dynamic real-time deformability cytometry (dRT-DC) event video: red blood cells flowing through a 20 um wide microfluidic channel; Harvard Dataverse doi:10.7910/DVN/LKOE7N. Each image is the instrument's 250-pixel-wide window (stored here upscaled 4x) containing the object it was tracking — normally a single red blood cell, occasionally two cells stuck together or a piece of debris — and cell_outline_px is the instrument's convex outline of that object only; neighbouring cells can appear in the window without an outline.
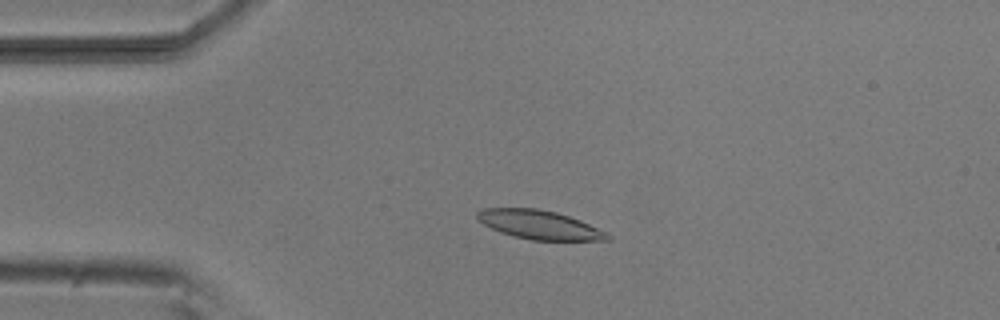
{"species": "common noctule bat (a hibernating species)", "species_latin": "Nyctalus noctula", "temperature_condition": "room temperature", "stored_images_in_passage": 52, "camera_frame_rate_fps": 3000, "um_per_image_px": 0.085, "animal": {"sex": "male", "body_mass_g": 20.5, "forearm_length_mm": 52.5}, "frame": {"image": 1, "passage_image": 11, "time_ms": 3.333, "image_size_px": [1000, 320], "cell_outline_px": [[612, 240], [532, 240], [500, 232], [476, 220], [476, 212], [484, 208], [536, 208], [556, 212], [580, 220], [608, 232], [612, 236]], "centroid_in_image_um": [45.87, 19.1], "position_along_channel_um": 39.1, "area_um2": 21.91}}
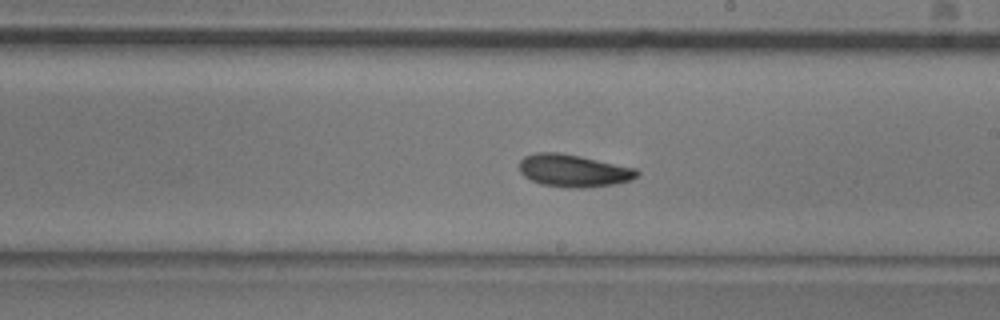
{"frame": {"image": 2, "passage_image": 29, "time_ms": 9.333, "image_size_px": [1000, 320], "cell_outline_px": [[640, 172], [632, 180], [616, 184], [588, 188], [564, 188], [540, 184], [524, 176], [520, 172], [520, 160], [524, 156], [536, 152], [560, 152], [580, 156], [636, 168]], "centroid_in_image_um": [48.75, 14.51], "position_along_channel_um": 240.3, "area_um2": 22.54}}
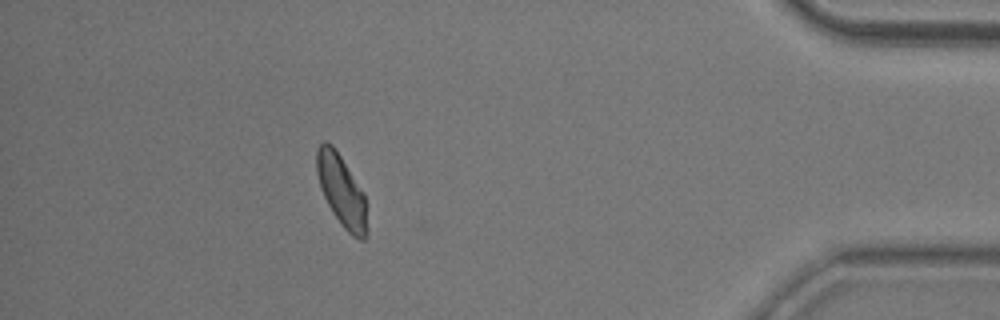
{"frame": {"image": 3, "passage_image": 46, "time_ms": 15.0, "image_size_px": [1000, 320], "cell_outline_px": [[368, 236], [364, 240], [360, 240], [352, 236], [344, 228], [332, 212], [324, 196], [316, 172], [316, 148], [324, 140], [332, 144], [364, 192], [368, 232]], "centroid_in_image_um": [29.04, 16.23], "position_along_channel_um": 406.2, "area_um2": 20.98}, "authors_computed_cell_mechanics": {"area_um2": 21.5016, "velocity_mm_per_s": 3.815, "shape_relaxation_time_tau1_ms": 4.2037, "shape_relaxation_time_tau2_ms": 4.3643, "deformation_change_tau1": 0.1231, "deformation_change_tau2": 0.1001}}